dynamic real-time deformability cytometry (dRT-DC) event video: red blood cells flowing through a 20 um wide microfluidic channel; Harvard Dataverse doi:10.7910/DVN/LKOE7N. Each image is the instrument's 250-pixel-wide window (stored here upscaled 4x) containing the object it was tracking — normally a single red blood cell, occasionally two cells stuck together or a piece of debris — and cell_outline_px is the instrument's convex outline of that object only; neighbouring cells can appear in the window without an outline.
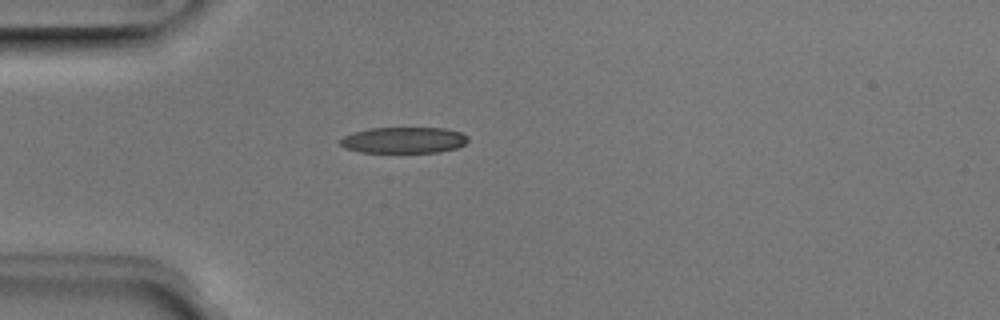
{"species": "Egyptian fruit bat (a non-hibernating species)", "species_latin": "Rousettus aegyptiacus", "temperature_condition": "room temperature", "stored_images_in_passage": 3, "camera_frame_rate_fps": 3000, "um_per_image_px": 0.085, "animal": {"sex": "male"}, "frame": {"image": 1, "passage_image": 3, "time_ms": 0.667, "image_size_px": [1000, 320], "cell_outline_px": [[468, 140], [464, 144], [456, 148], [440, 152], [360, 152], [344, 148], [340, 144], [340, 140], [344, 136], [352, 132], [368, 128], [444, 128], [460, 132], [468, 136]], "centroid_in_image_um": [34.3, 11.91], "position_along_channel_um": 50.7, "area_um2": 19.48}}